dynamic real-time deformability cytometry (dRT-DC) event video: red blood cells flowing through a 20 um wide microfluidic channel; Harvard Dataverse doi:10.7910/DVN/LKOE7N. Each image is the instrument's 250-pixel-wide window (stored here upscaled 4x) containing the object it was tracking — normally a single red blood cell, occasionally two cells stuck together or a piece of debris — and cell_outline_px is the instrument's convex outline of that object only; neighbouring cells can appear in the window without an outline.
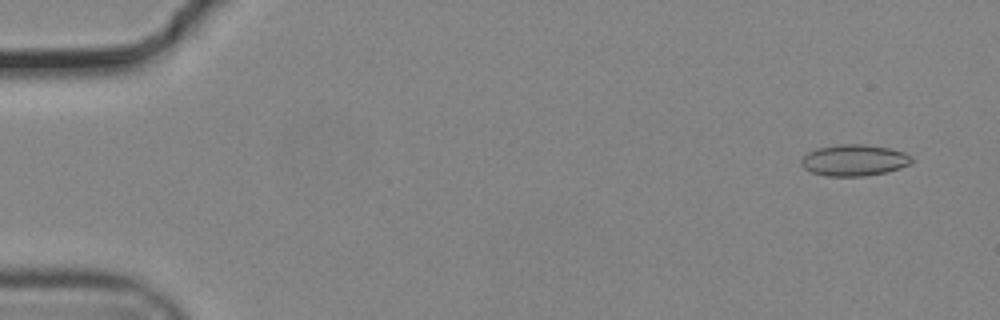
{"species": "common noctule bat (a hibernating species)", "species_latin": "Nyctalus noctula", "temperature_condition": "cold", "stored_images_in_passage": 56, "camera_frame_rate_fps": 3000, "um_per_image_px": 0.085, "animal": {"sex": "male", "body_mass_g": 19.2, "forearm_length_mm": 51.8}, "frame": {"image": 1, "passage_image": 4, "time_ms": 1.0, "image_size_px": [1000, 320], "cell_outline_px": [[912, 160], [908, 164], [900, 168], [884, 172], [864, 176], [828, 176], [812, 172], [804, 168], [800, 164], [800, 160], [808, 152], [816, 148], [840, 144], [864, 144], [888, 148], [904, 152], [912, 156]], "centroid_in_image_um": [72.57, 13.61], "position_along_channel_um": 12.4, "area_um2": 20.06}}
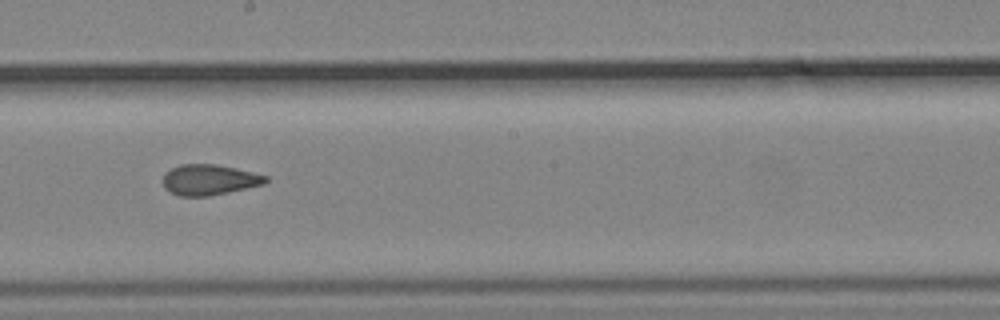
{"frame": {"image": 2, "passage_image": 32, "time_ms": 10.333, "image_size_px": [1000, 320], "cell_outline_px": [[268, 180], [264, 184], [228, 192], [208, 196], [180, 196], [164, 188], [160, 180], [164, 172], [180, 164], [216, 164], [236, 168], [268, 176]], "centroid_in_image_um": [17.74, 15.27], "position_along_channel_um": 230.5, "area_um2": 18.44}}
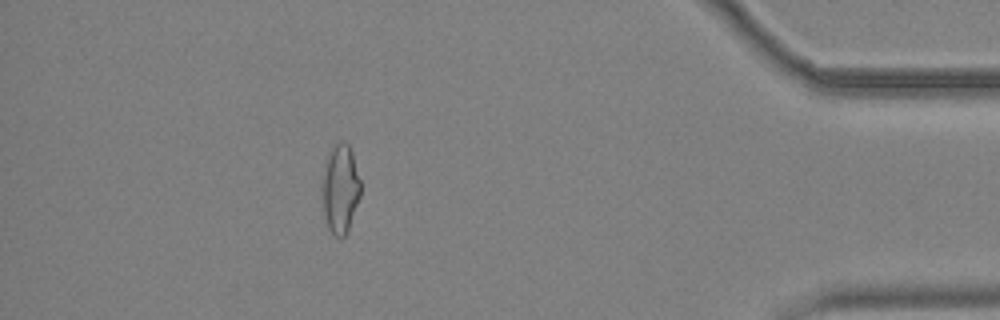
{"frame": {"image": 3, "passage_image": 50, "time_ms": 16.333, "image_size_px": [1000, 320], "cell_outline_px": [[360, 196], [348, 232], [344, 236], [336, 236], [328, 228], [324, 216], [320, 180], [324, 160], [328, 152], [340, 140], [344, 140], [348, 144], [352, 152], [360, 180]], "centroid_in_image_um": [28.89, 16.01], "position_along_channel_um": 406.3, "area_um2": 20.4}, "authors_computed_cell_mechanics": {"area_um2": 19.6231, "velocity_mm_per_s": 3.7338, "shape_relaxation_time_tau1_ms": null, "shape_relaxation_time_tau2_ms": 2.0726, "deformation_change_tau1": null, "deformation_change_tau2": 0.0701}}